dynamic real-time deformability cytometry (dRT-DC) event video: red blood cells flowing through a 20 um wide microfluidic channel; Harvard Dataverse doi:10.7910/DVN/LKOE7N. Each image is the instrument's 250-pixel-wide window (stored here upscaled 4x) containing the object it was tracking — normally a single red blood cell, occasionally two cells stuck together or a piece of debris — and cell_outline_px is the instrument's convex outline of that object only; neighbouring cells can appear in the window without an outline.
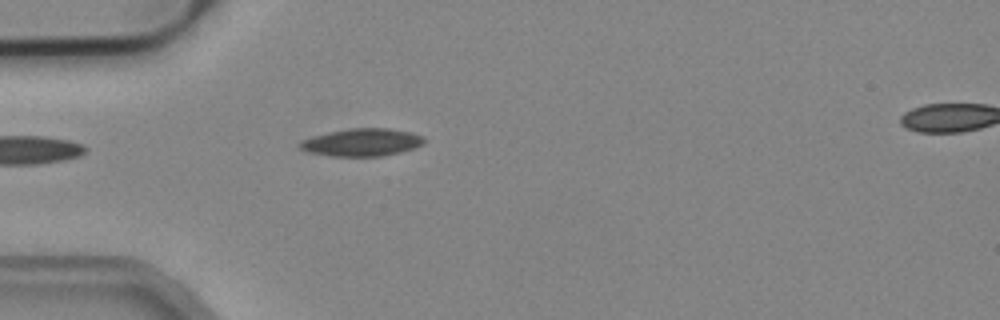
{"species": "common noctule bat (a hibernating species)", "species_latin": "Nyctalus noctula", "temperature_condition": "cold", "stored_images_in_passage": 13, "camera_frame_rate_fps": 3000, "um_per_image_px": 0.085, "animal": {"sex": "male", "body_mass_g": 19.2, "forearm_length_mm": 51.8}, "frame": {"image": 1, "passage_image": 1, "time_ms": 0.0, "image_size_px": [1000, 320], "cell_outline_px": [[424, 144], [416, 148], [400, 152], [380, 156], [332, 156], [308, 152], [300, 148], [296, 144], [300, 140], [312, 136], [328, 132], [352, 128], [392, 128], [412, 132], [424, 136]], "centroid_in_image_um": [30.77, 12.09], "position_along_channel_um": 54.2, "area_um2": 20.23}}